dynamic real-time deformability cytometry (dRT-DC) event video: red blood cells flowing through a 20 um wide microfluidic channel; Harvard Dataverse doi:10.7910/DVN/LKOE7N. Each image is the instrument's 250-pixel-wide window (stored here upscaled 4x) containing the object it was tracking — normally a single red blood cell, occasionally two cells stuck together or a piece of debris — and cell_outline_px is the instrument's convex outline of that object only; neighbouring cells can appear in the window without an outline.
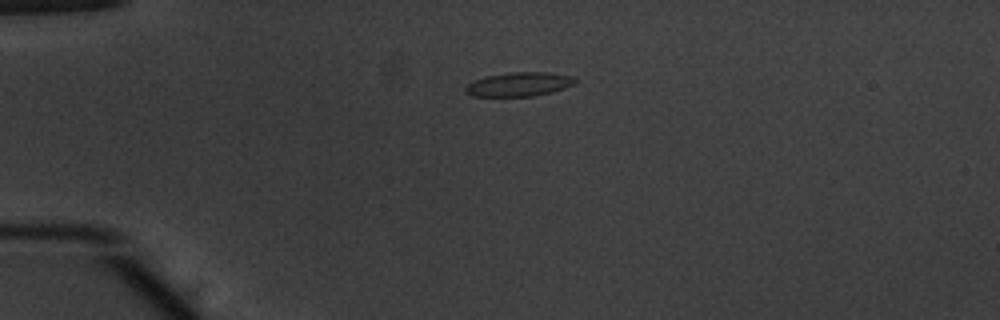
{"species": "common noctule bat (a hibernating species)", "species_latin": "Nyctalus noctula", "temperature_condition": "warm", "stored_images_in_passage": 41, "camera_frame_rate_fps": 3000, "um_per_image_px": 0.085, "animal": {"sex": "male", "body_mass_g": 20.1, "forearm_length_mm": 53.5}, "frame": {"image": 1, "passage_image": 1, "time_ms": 0.0, "image_size_px": [1000, 320], "cell_outline_px": [[576, 80], [572, 84], [564, 88], [552, 92], [532, 96], [472, 96], [464, 92], [464, 88], [472, 80], [484, 76], [512, 72], [548, 72], [576, 76]], "centroid_in_image_um": [44.09, 7.15], "position_along_channel_um": 40.9, "area_um2": 15.49}}
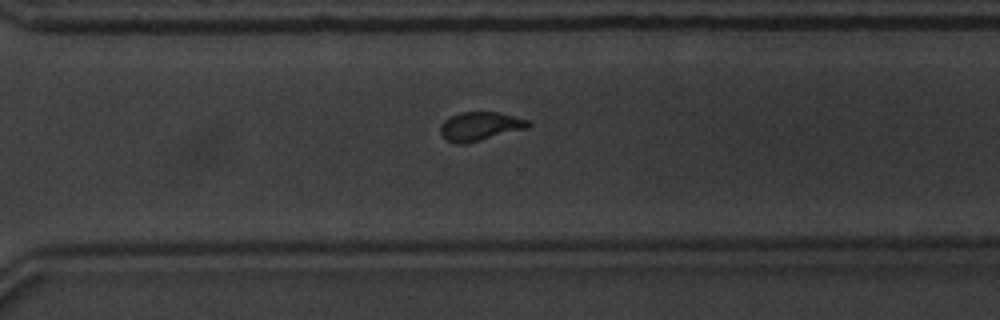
{"frame": {"image": 2, "passage_image": 26, "time_ms": 8.333, "image_size_px": [1000, 320], "cell_outline_px": [[532, 124], [528, 128], [464, 144], [456, 144], [444, 140], [440, 136], [440, 124], [444, 120], [460, 112], [496, 112], [528, 120]], "centroid_in_image_um": [40.75, 10.75], "position_along_channel_um": 329.9, "area_um2": 14.74}}
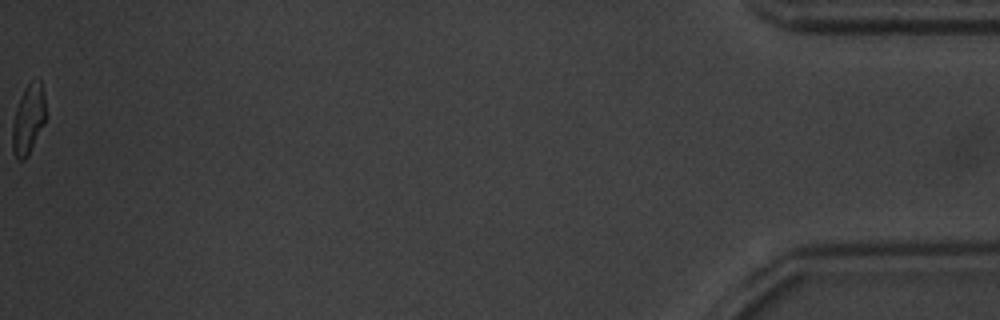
{"frame": {"image": 3, "passage_image": 41, "time_ms": 13.333, "image_size_px": [1000, 320], "cell_outline_px": [[44, 124], [28, 156], [24, 160], [16, 160], [12, 152], [12, 124], [16, 108], [20, 96], [24, 88], [28, 84], [40, 80], [44, 96]], "centroid_in_image_um": [2.37, 10.22], "position_along_channel_um": 432.8, "area_um2": 13.41}, "authors_computed_cell_mechanics": {"area_um2": 14.8546, "velocity_mm_per_s": 3.8859, "shape_relaxation_time_tau1_ms": 3.8184, "shape_relaxation_time_tau2_ms": 0.6072, "deformation_change_tau1": 0.1403, "deformation_change_tau2": 0.0696}}